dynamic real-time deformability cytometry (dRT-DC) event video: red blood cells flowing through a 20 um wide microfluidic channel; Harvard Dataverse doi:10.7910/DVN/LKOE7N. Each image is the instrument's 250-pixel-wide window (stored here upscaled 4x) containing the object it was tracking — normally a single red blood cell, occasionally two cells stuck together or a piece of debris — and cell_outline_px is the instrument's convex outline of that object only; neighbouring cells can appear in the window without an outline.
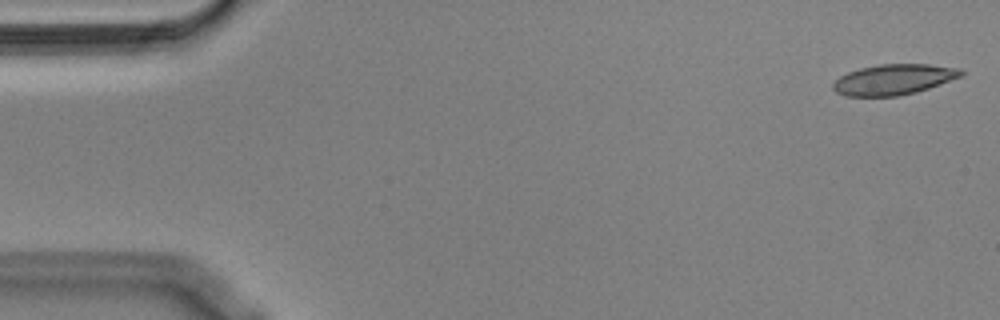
{"species": "Egyptian fruit bat (a non-hibernating species)", "species_latin": "Rousettus aegyptiacus", "temperature_condition": "cold", "stored_images_in_passage": 13, "camera_frame_rate_fps": 3000, "um_per_image_px": 0.085, "animal": {"sex": "male"}, "frame": {"image": 1, "passage_image": 1, "time_ms": 0.0, "image_size_px": [1000, 320], "cell_outline_px": [[964, 76], [916, 92], [896, 96], [844, 96], [836, 92], [832, 88], [832, 84], [840, 76], [848, 72], [860, 68], [880, 64], [928, 64], [960, 68], [964, 72]], "centroid_in_image_um": [75.97, 6.75], "position_along_channel_um": 9.0, "area_um2": 22.83}}